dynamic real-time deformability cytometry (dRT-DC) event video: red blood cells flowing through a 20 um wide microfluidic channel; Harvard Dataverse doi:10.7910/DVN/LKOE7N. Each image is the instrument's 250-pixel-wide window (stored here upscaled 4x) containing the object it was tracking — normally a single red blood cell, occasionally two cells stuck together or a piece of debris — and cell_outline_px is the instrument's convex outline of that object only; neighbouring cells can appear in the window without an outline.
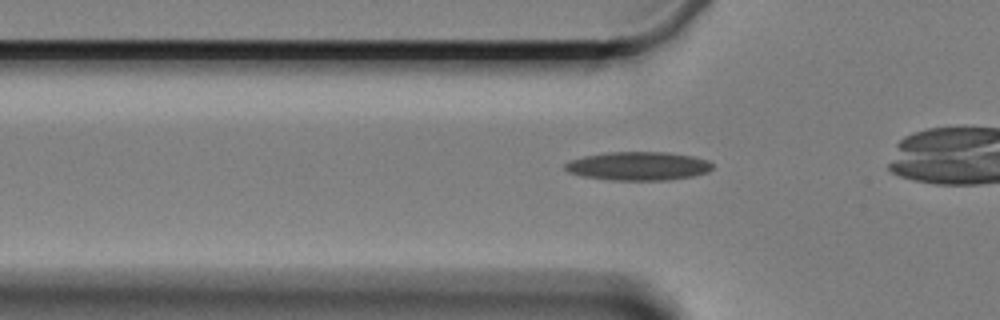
{"species": "Egyptian fruit bat (a non-hibernating species)", "species_latin": "Rousettus aegyptiacus", "temperature_condition": "cold", "stored_images_in_passage": 34, "camera_frame_rate_fps": 3000, "um_per_image_px": 0.085, "animal": {"sex": "female"}, "frame": {"image": 1, "passage_image": 6, "time_ms": 1.667, "image_size_px": [1000, 320], "cell_outline_px": [[712, 168], [708, 172], [692, 176], [668, 180], [608, 180], [580, 176], [568, 172], [564, 168], [564, 164], [572, 160], [584, 156], [608, 152], [668, 152], [692, 156], [708, 160], [712, 164]], "centroid_in_image_um": [54.24, 14.12], "position_along_channel_um": 71.6, "area_um2": 24.62}}
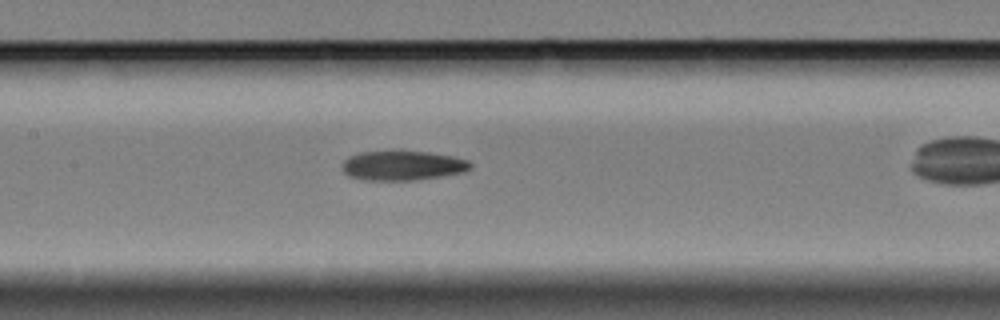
{"frame": {"image": 2, "passage_image": 15, "time_ms": 4.667, "image_size_px": [1000, 320], "cell_outline_px": [[472, 168], [464, 172], [416, 180], [368, 180], [348, 176], [344, 172], [344, 160], [348, 156], [360, 152], [392, 148], [400, 148], [428, 152], [452, 156], [468, 160], [472, 164]], "centroid_in_image_um": [34.21, 14.02], "position_along_channel_um": 173.2, "area_um2": 22.89}}
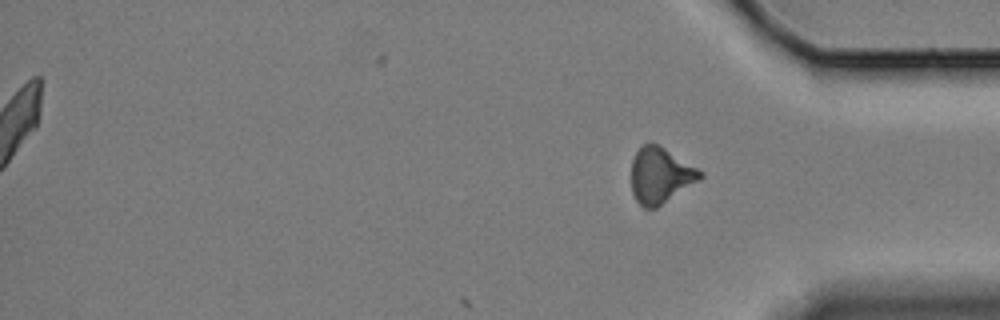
{"frame": {"image": 3, "passage_image": 34, "time_ms": 11.0, "image_size_px": [1000, 320], "cell_outline_px": [[704, 176], [700, 180], [656, 208], [644, 208], [636, 200], [632, 192], [632, 160], [636, 152], [644, 144], [656, 144], [664, 148], [704, 172]], "centroid_in_image_um": [56.14, 14.93], "position_along_channel_um": 379.1, "area_um2": 22.08}, "authors_computed_cell_mechanics": {"area_um2": 22.6287, "velocity_mm_per_s": 3.3411, "shape_relaxation_time_tau1_ms": null, "shape_relaxation_time_tau2_ms": 4.9862, "deformation_change_tau1": null, "deformation_change_tau2": 0.1245}}